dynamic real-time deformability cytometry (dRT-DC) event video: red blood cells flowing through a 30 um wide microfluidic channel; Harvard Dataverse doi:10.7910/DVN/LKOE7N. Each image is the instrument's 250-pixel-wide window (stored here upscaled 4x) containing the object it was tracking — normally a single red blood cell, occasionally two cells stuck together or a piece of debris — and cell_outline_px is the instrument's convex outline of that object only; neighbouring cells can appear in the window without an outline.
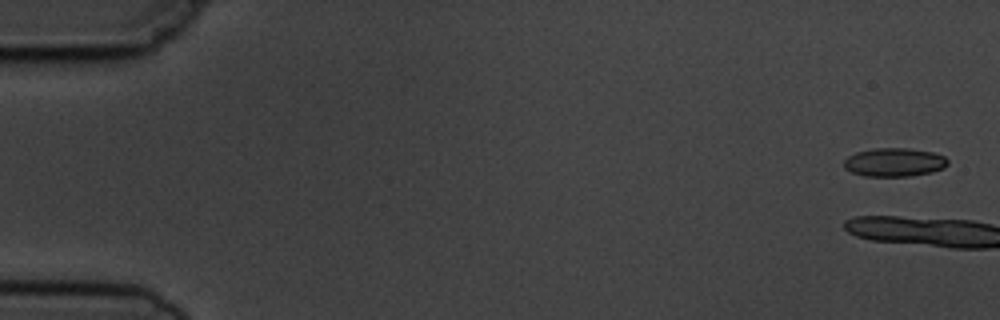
{"species": "common noctule bat (a hibernating species)", "species_latin": "Nyctalus noctula", "temperature_condition": "cold", "stored_images_in_passage": 7, "camera_frame_rate_fps": 3000, "um_per_image_px": 0.085, "animal": {"sex": "male", "body_mass_g": 19.5, "forearm_length_mm": 54.6}, "frame": {"image": 1, "passage_image": 1, "time_ms": 0.0, "image_size_px": [1000, 320], "cell_outline_px": [[948, 164], [944, 168], [932, 172], [912, 176], [864, 176], [852, 172], [844, 168], [844, 160], [848, 156], [856, 152], [876, 148], [908, 148], [932, 152], [944, 156], [948, 160]], "centroid_in_image_um": [76.02, 13.79], "position_along_channel_um": 9.0, "area_um2": 17.34}}
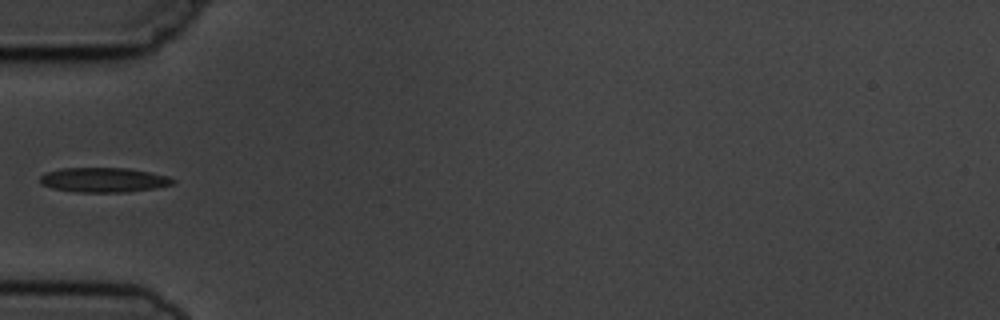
{"frame": {"image": 2, "passage_image": 6, "time_ms": 6.667, "image_size_px": [1000, 320], "cell_outline_px": [[176, 184], [156, 188], [128, 192], [76, 192], [52, 188], [40, 184], [40, 176], [44, 172], [60, 168], [128, 168], [168, 176], [176, 180]], "centroid_in_image_um": [8.81, 15.29], "position_along_channel_um": 76.2, "area_um2": 19.31}}
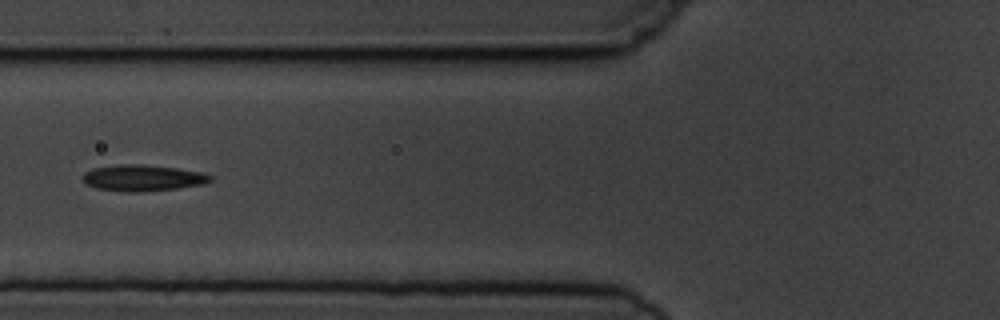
{"frame": {"image": 3, "passage_image": 7, "time_ms": 7.667, "image_size_px": [1000, 320], "cell_outline_px": [[212, 180], [204, 184], [176, 188], [136, 192], [128, 192], [96, 188], [88, 184], [84, 180], [84, 172], [92, 168], [116, 164], [140, 164], [176, 168], [200, 172], [212, 176]], "centroid_in_image_um": [12.12, 15.11], "position_along_channel_um": 113.7, "area_um2": 19.31}}